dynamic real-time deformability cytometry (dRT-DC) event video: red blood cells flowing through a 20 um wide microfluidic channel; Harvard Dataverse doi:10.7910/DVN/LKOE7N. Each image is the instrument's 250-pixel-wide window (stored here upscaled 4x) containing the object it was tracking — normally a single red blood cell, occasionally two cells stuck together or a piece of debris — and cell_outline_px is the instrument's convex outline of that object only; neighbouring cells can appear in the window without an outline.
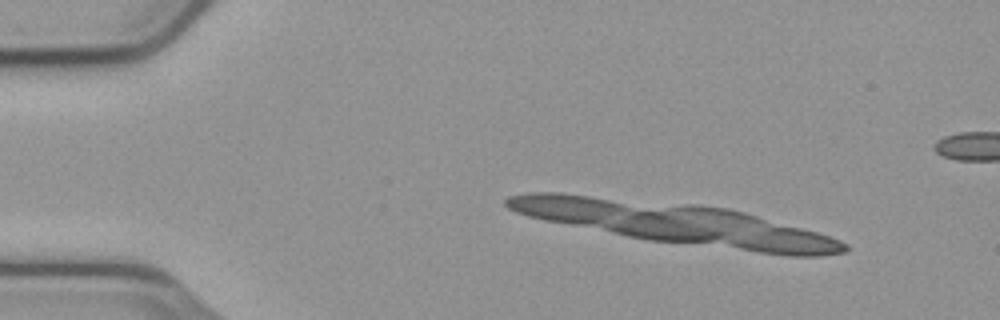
{"species": "common noctule bat (a hibernating species)", "species_latin": "Nyctalus noctula", "temperature_condition": "cold", "stored_images_in_passage": 5, "camera_frame_rate_fps": 3000, "um_per_image_px": 0.085, "animal": {"sex": "male", "body_mass_g": 23.1, "forearm_length_mm": 52.7}, "frame": {"image": 1, "passage_image": 1, "time_ms": 0.0, "image_size_px": [1000, 320], "cell_outline_px": [[848, 248], [840, 252], [768, 252], [748, 248], [736, 244], [772, 228], [792, 228], [812, 232], [836, 240], [844, 244]], "centroid_in_image_um": [67.35, 20.55], "position_along_channel_um": 17.7, "area_um2": 13.41}}